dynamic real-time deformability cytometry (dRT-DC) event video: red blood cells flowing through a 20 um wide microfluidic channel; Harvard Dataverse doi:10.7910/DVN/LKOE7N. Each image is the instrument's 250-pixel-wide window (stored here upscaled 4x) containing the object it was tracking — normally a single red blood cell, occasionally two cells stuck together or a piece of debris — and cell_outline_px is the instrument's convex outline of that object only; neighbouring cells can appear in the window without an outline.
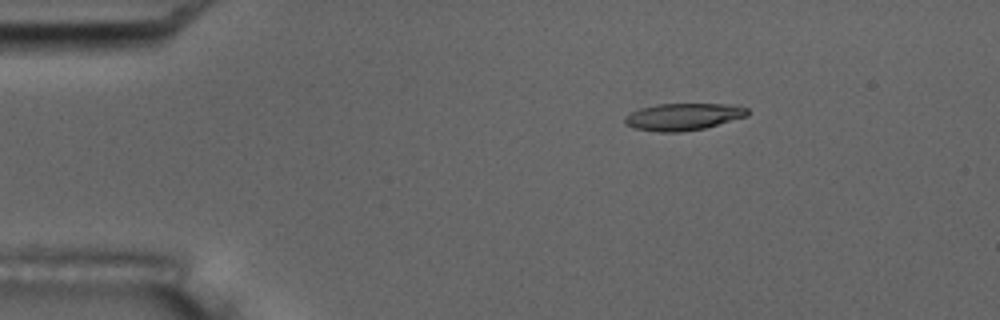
{"species": "common noctule bat (a hibernating species)", "species_latin": "Nyctalus noctula", "temperature_condition": "room temperature", "stored_images_in_passage": 5, "camera_frame_rate_fps": 3000, "um_per_image_px": 0.085, "animal": {"sex": "male", "body_mass_g": 17.5, "forearm_length_mm": 52.3}, "frame": {"image": 1, "passage_image": 3, "time_ms": 2.333, "image_size_px": [1000, 320], "cell_outline_px": [[748, 116], [704, 128], [680, 132], [660, 132], [636, 128], [624, 124], [624, 116], [640, 108], [656, 104], [724, 104], [748, 108]], "centroid_in_image_um": [58.05, 9.92], "position_along_channel_um": 27.0, "area_um2": 19.19}}